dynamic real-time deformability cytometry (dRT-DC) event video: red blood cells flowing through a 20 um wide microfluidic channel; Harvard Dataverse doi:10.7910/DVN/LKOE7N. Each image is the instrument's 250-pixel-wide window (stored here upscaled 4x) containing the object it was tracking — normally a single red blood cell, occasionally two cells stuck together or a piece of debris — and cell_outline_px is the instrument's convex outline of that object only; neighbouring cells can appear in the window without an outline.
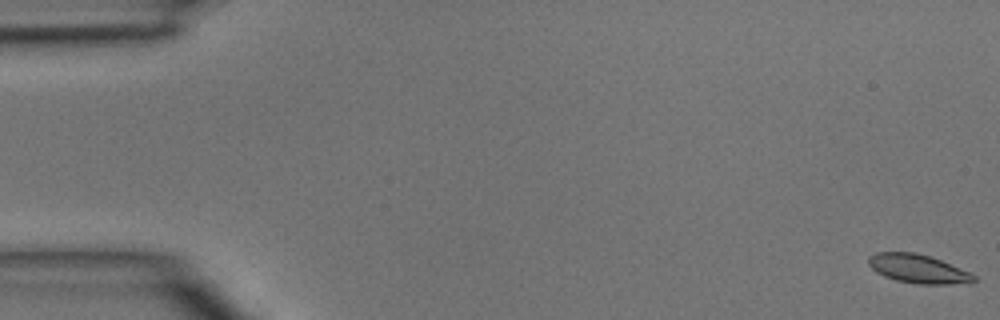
{"species": "common noctule bat (a hibernating species)", "species_latin": "Nyctalus noctula", "temperature_condition": "room temperature", "stored_images_in_passage": 48, "camera_frame_rate_fps": 3000, "um_per_image_px": 0.085, "animal": {"sex": "male", "body_mass_g": 15.6}, "frame": {"image": 1, "passage_image": 1, "time_ms": 0.0, "image_size_px": [1000, 320], "cell_outline_px": [[976, 280], [972, 284], [916, 284], [896, 280], [884, 276], [876, 272], [868, 264], [868, 256], [876, 252], [916, 252], [940, 260], [968, 272], [976, 276]], "centroid_in_image_um": [78.03, 22.86], "position_along_channel_um": 7.0, "area_um2": 17.69}}
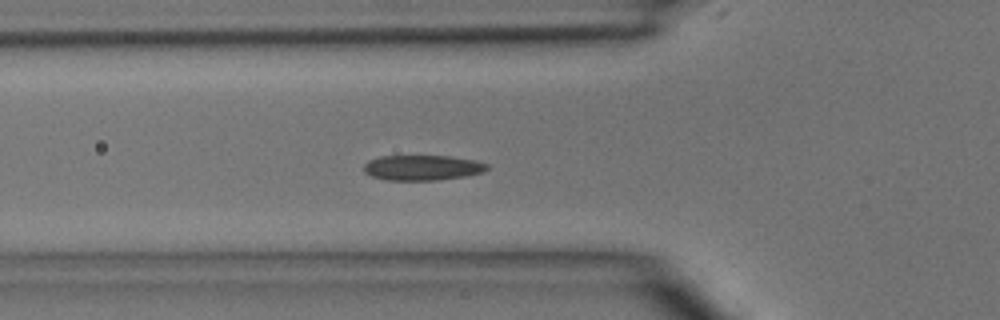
{"frame": {"image": 2, "passage_image": 17, "time_ms": 5.333, "image_size_px": [1000, 320], "cell_outline_px": [[488, 168], [484, 172], [464, 176], [436, 180], [384, 180], [372, 176], [364, 172], [364, 164], [368, 160], [380, 156], [452, 156], [476, 160], [488, 164]], "centroid_in_image_um": [35.9, 14.25], "position_along_channel_um": 89.9, "area_um2": 18.21}}
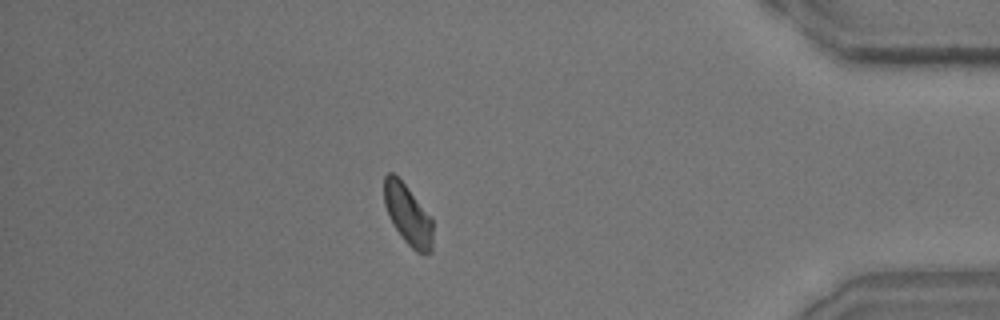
{"frame": {"image": 3, "passage_image": 42, "time_ms": 13.667, "image_size_px": [1000, 320], "cell_outline_px": [[432, 252], [416, 252], [404, 240], [388, 216], [384, 204], [384, 176], [388, 172], [392, 172], [408, 188], [432, 216]], "centroid_in_image_um": [34.67, 18.23], "position_along_channel_um": 400.5, "area_um2": 17.05}}